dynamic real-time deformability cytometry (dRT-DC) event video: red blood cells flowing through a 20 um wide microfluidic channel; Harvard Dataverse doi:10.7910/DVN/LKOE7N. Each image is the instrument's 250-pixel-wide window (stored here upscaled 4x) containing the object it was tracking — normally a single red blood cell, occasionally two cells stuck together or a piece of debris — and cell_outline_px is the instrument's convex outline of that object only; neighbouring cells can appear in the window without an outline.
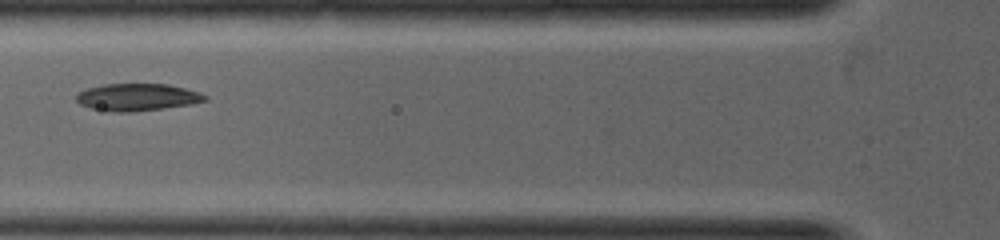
{"species": "common noctule bat (a hibernating species)", "species_latin": "Nyctalus noctula", "temperature_condition": "warm", "stored_images_in_passage": 4, "camera_frame_rate_fps": 5000, "um_per_image_px": 0.085, "animal": {"sex": "female", "body_mass_g": 19.0, "forearm_length_mm": 53.3}, "frame": {"image": 1, "passage_image": 4, "time_ms": 2.6, "image_size_px": [1000, 240], "cell_outline_px": [[208, 100], [192, 104], [164, 108], [132, 112], [112, 112], [92, 108], [80, 104], [76, 100], [76, 96], [80, 92], [88, 88], [104, 84], [168, 84], [200, 92], [208, 96]], "centroid_in_image_um": [11.7, 8.26], "position_along_channel_um": 114.1, "area_um2": 20.4}}